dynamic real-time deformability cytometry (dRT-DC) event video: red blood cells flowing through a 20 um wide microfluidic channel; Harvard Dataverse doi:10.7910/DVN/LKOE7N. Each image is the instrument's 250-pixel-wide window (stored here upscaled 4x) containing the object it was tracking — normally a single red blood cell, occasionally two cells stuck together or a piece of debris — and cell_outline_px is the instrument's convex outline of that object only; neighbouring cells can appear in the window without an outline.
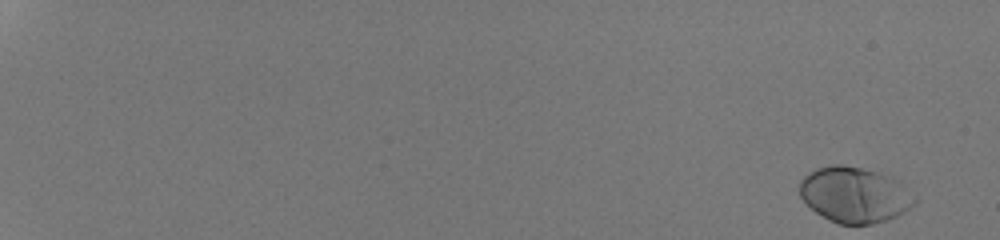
{"species": "human", "species_latin": "Homo sapiens", "temperature_condition": "room temperature", "stored_images_in_passage": 52, "camera_frame_rate_fps": 3000, "um_per_image_px": 0.085, "donor": {"sex": "male"}, "frame": {"image": 1, "passage_image": 1, "time_ms": 0.0, "image_size_px": [1000, 240], "cell_outline_px": [[916, 204], [904, 212], [888, 220], [872, 224], [840, 224], [828, 220], [816, 212], [800, 196], [800, 180], [808, 172], [816, 168], [832, 164], [840, 164], [860, 168], [892, 176], [916, 200]], "centroid_in_image_um": [72.61, 16.56], "position_along_channel_um": 12.4, "area_um2": 36.99}}
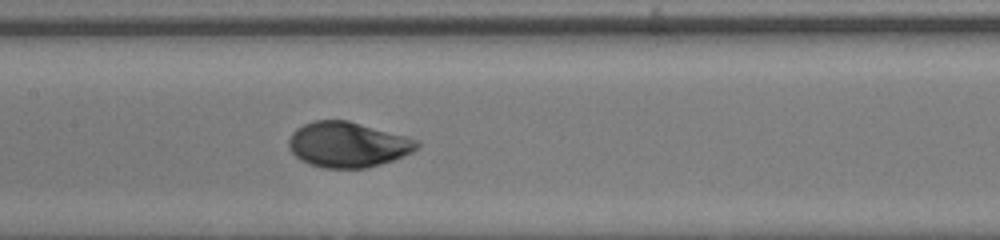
{"frame": {"image": 2, "passage_image": 30, "time_ms": 9.667, "image_size_px": [1000, 240], "cell_outline_px": [[420, 144], [412, 152], [392, 160], [380, 164], [364, 168], [324, 168], [308, 164], [300, 160], [288, 148], [288, 140], [292, 132], [296, 128], [312, 120], [348, 120], [408, 136], [416, 140]], "centroid_in_image_um": [29.53, 12.28], "position_along_channel_um": 177.9, "area_um2": 33.99}}
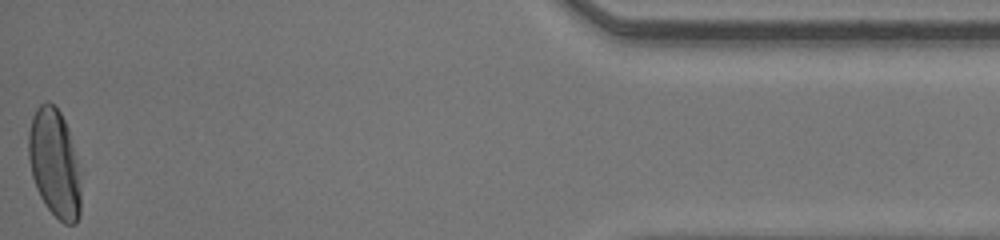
{"frame": {"image": 3, "passage_image": 52, "time_ms": 17.0, "image_size_px": [1000, 240], "cell_outline_px": [[80, 216], [76, 224], [64, 224], [44, 204], [36, 188], [32, 176], [28, 156], [28, 132], [32, 116], [36, 108], [40, 104], [48, 100], [60, 112], [68, 128], [76, 164], [80, 192]], "centroid_in_image_um": [4.59, 13.88], "position_along_channel_um": 430.6, "area_um2": 32.6}, "authors_computed_cell_mechanics": {"area_um2": 34.3621, "velocity_mm_per_s": 4.2464, "shape_relaxation_time_tau1_ms": 2.4108, "shape_relaxation_time_tau2_ms": null, "deformation_change_tau1": 0.169, "deformation_change_tau2": null}}